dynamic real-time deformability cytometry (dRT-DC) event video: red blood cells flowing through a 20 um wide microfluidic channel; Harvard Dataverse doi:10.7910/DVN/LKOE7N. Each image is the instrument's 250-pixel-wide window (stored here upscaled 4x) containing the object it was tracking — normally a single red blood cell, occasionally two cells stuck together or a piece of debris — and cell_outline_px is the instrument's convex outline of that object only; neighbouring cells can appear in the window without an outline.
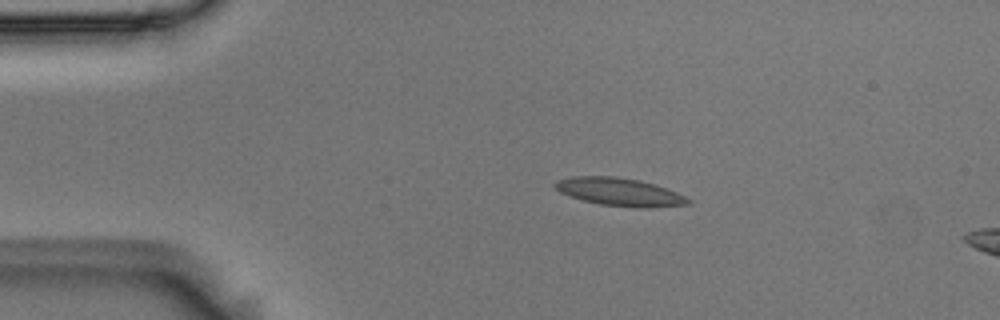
{"species": "Egyptian fruit bat (a non-hibernating species)", "species_latin": "Rousettus aegyptiacus", "temperature_condition": "room temperature", "stored_images_in_passage": 7, "camera_frame_rate_fps": 3000, "um_per_image_px": 0.085, "animal": {"sex": "male"}, "frame": {"image": 1, "passage_image": 2, "time_ms": 0.333, "image_size_px": [1000, 320], "cell_outline_px": [[692, 204], [644, 208], [632, 208], [600, 204], [584, 200], [560, 192], [552, 184], [556, 180], [572, 176], [616, 176], [640, 180], [656, 184], [676, 192], [692, 200]], "centroid_in_image_um": [52.69, 16.31], "position_along_channel_um": 32.3, "area_um2": 21.79}}
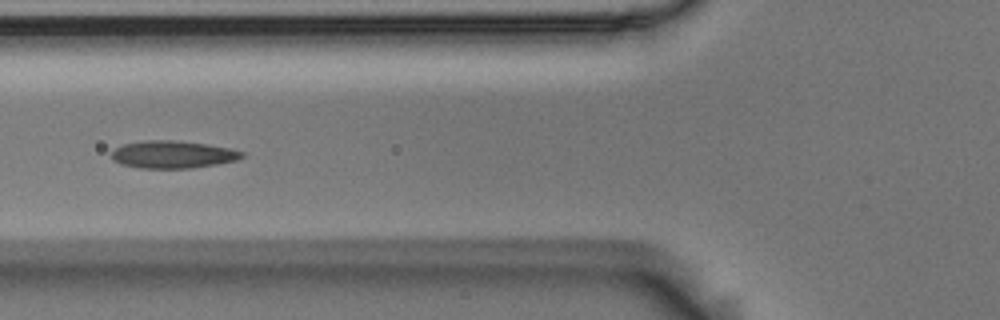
{"frame": {"image": 2, "passage_image": 5, "time_ms": 1.333, "image_size_px": [1000, 320], "cell_outline_px": [[244, 156], [236, 160], [216, 164], [192, 168], [140, 168], [120, 164], [112, 160], [112, 152], [116, 148], [124, 144], [144, 140], [168, 140], [208, 144], [232, 148], [244, 152]], "centroid_in_image_um": [14.69, 13.13], "position_along_channel_um": 111.1, "area_um2": 20.87}}
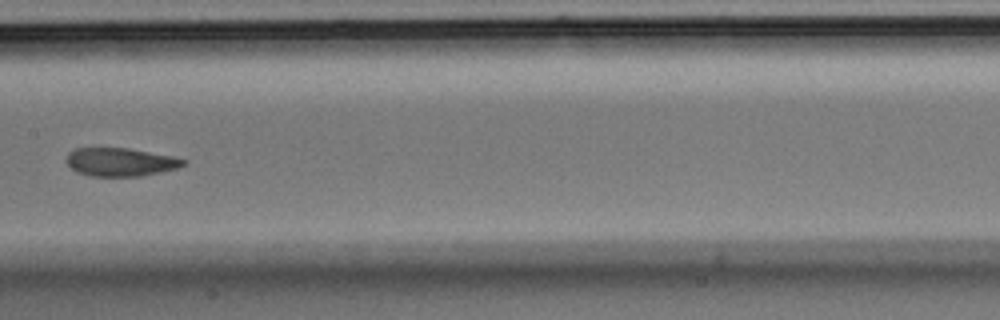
{"frame": {"image": 3, "passage_image": 7, "time_ms": 2.0, "image_size_px": [1000, 320], "cell_outline_px": [[188, 160], [184, 164], [176, 168], [160, 172], [140, 176], [88, 176], [76, 172], [64, 160], [68, 152], [76, 148], [128, 148], [172, 156]], "centroid_in_image_um": [10.19, 13.77], "position_along_channel_um": 197.2, "area_um2": 19.31}}